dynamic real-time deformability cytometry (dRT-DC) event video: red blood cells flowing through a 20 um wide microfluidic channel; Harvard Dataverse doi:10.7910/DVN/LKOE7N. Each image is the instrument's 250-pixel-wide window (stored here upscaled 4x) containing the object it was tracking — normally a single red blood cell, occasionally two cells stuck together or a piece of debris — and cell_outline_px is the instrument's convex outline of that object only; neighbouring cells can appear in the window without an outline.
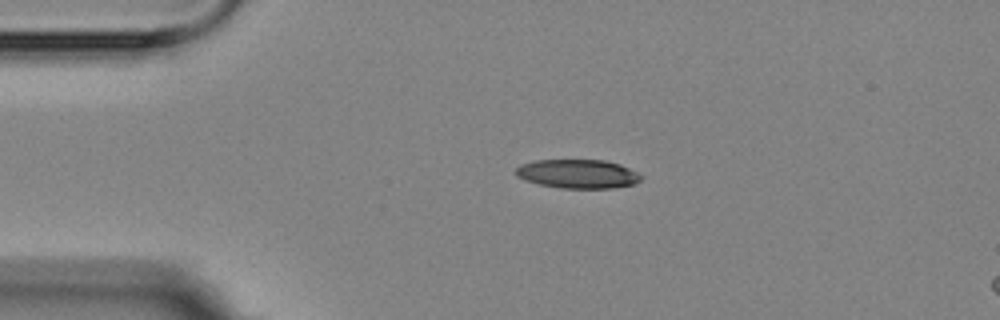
{"species": "Egyptian fruit bat (a non-hibernating species)", "species_latin": "Rousettus aegyptiacus", "temperature_condition": "room temperature", "stored_images_in_passage": 4, "camera_frame_rate_fps": 3000, "um_per_image_px": 0.085, "animal": {"sex": "female"}, "frame": {"image": 1, "passage_image": 3, "time_ms": 2.0, "image_size_px": [1000, 320], "cell_outline_px": [[644, 176], [640, 180], [632, 184], [612, 188], [560, 188], [540, 184], [524, 180], [516, 176], [516, 168], [520, 164], [536, 160], [604, 160], [620, 164]], "centroid_in_image_um": [49.09, 14.77], "position_along_channel_um": 35.9, "area_um2": 21.04}}